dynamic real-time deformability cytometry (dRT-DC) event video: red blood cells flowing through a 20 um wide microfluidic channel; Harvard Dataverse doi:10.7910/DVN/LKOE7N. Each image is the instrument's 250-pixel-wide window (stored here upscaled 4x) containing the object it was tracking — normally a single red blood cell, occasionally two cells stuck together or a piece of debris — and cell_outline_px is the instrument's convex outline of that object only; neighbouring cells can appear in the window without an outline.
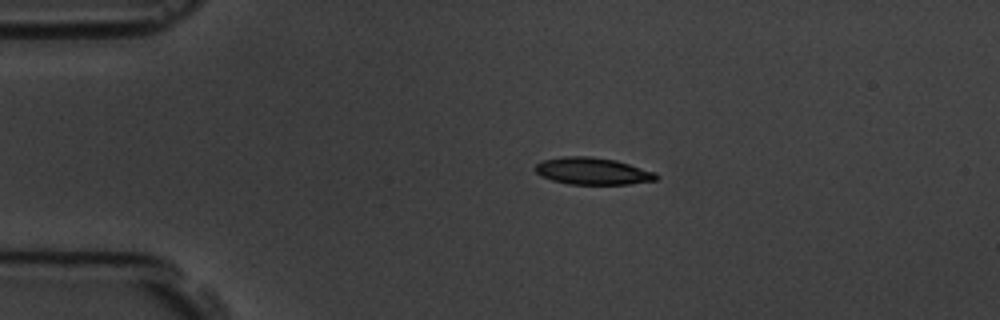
{"species": "common noctule bat (a hibernating species)", "species_latin": "Nyctalus noctula", "temperature_condition": "room temperature", "stored_images_in_passage": 3, "camera_frame_rate_fps": 3000, "um_per_image_px": 0.085, "animal": {"sex": "male", "body_mass_g": 19.5, "forearm_length_mm": 54.6}, "frame": {"image": 1, "passage_image": 1, "time_ms": 0.0, "image_size_px": [1000, 320], "cell_outline_px": [[660, 176], [656, 180], [628, 184], [568, 184], [552, 180], [540, 176], [532, 168], [536, 164], [544, 160], [564, 156], [592, 156], [616, 160], [656, 172]], "centroid_in_image_um": [50.36, 14.54], "position_along_channel_um": 34.6, "area_um2": 19.19}}
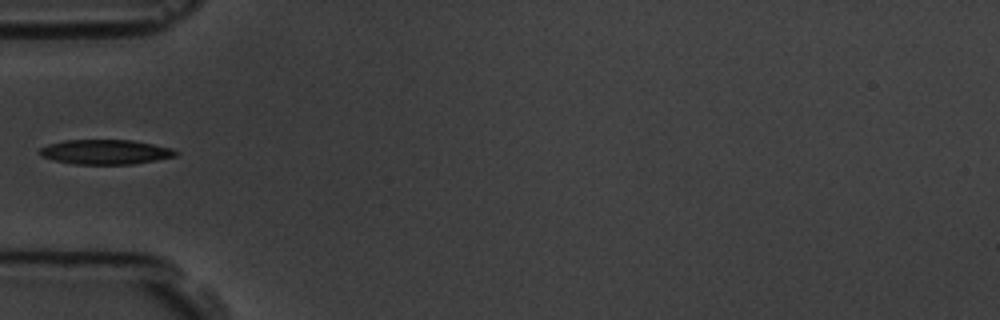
{"frame": {"image": 2, "passage_image": 3, "time_ms": 2.333, "image_size_px": [1000, 320], "cell_outline_px": [[180, 152], [176, 156], [156, 160], [132, 164], [76, 164], [52, 160], [40, 156], [36, 152], [40, 148], [48, 144], [64, 140], [132, 140], [172, 148]], "centroid_in_image_um": [8.93, 12.91], "position_along_channel_um": 76.1, "area_um2": 19.71}}